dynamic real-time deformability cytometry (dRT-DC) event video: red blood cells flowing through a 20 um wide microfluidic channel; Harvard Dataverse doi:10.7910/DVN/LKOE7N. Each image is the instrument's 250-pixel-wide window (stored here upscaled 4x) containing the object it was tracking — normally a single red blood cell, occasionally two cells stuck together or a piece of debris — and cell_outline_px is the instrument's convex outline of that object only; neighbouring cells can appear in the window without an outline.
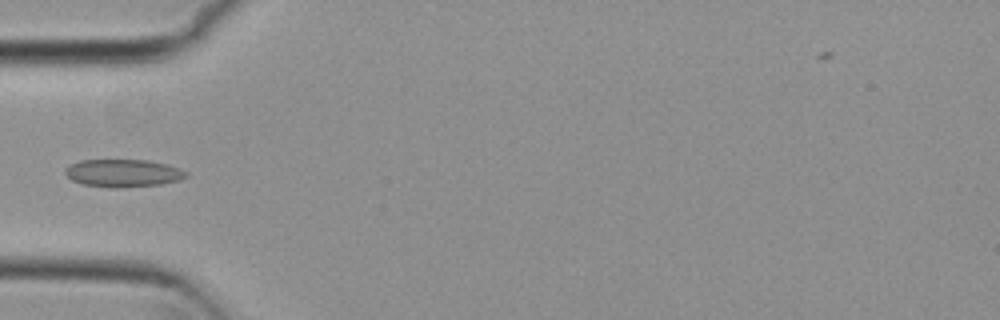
{"species": "common noctule bat (a hibernating species)", "species_latin": "Nyctalus noctula", "temperature_condition": "cold", "stored_images_in_passage": 38, "camera_frame_rate_fps": 3000, "um_per_image_px": 0.085, "animal": {"sex": "female", "body_mass_g": 29.2, "forearm_length_mm": 56.3}, "frame": {"image": 1, "passage_image": 1, "time_ms": 0.0, "image_size_px": [1000, 320], "cell_outline_px": [[188, 176], [180, 180], [160, 184], [116, 188], [84, 184], [72, 180], [64, 172], [64, 168], [68, 164], [80, 160], [148, 160], [168, 164], [180, 168], [188, 172]], "centroid_in_image_um": [10.48, 14.7], "position_along_channel_um": 74.5, "area_um2": 19.59}}
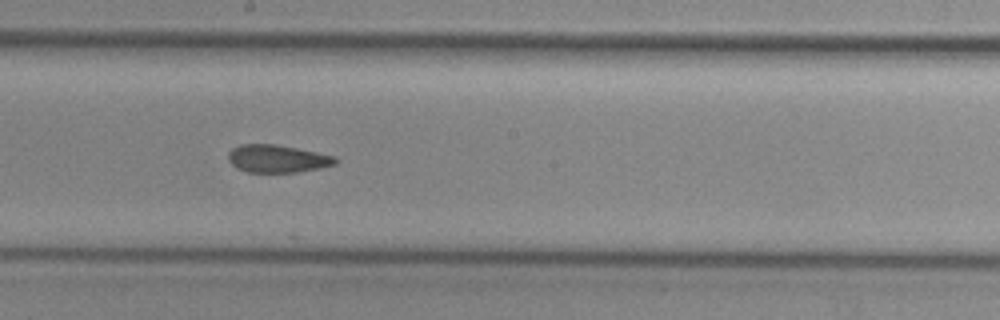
{"frame": {"image": 2, "passage_image": 13, "time_ms": 4.0, "image_size_px": [1000, 320], "cell_outline_px": [[340, 160], [336, 164], [320, 168], [296, 172], [248, 172], [236, 168], [228, 160], [228, 152], [232, 148], [240, 144], [276, 144], [336, 156]], "centroid_in_image_um": [23.58, 13.48], "position_along_channel_um": 224.6, "area_um2": 17.4}}
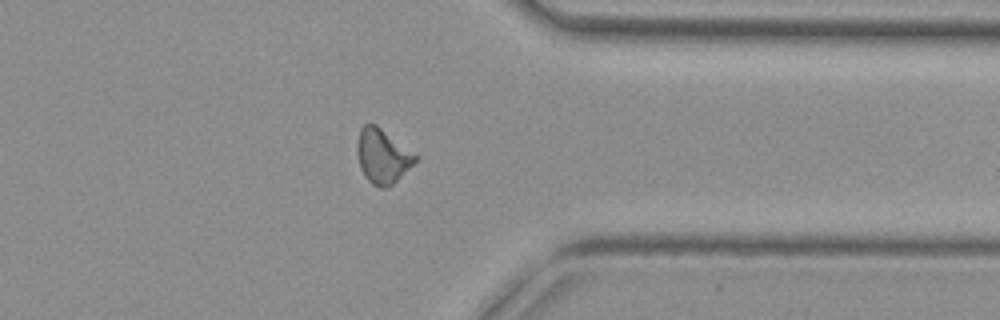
{"frame": {"image": 3, "passage_image": 26, "time_ms": 8.333, "image_size_px": [1000, 320], "cell_outline_px": [[420, 156], [388, 188], [380, 188], [372, 184], [364, 176], [360, 168], [356, 152], [356, 144], [360, 128], [364, 124], [376, 124]], "centroid_in_image_um": [32.49, 13.25], "position_along_channel_um": 378.9, "area_um2": 18.55}}